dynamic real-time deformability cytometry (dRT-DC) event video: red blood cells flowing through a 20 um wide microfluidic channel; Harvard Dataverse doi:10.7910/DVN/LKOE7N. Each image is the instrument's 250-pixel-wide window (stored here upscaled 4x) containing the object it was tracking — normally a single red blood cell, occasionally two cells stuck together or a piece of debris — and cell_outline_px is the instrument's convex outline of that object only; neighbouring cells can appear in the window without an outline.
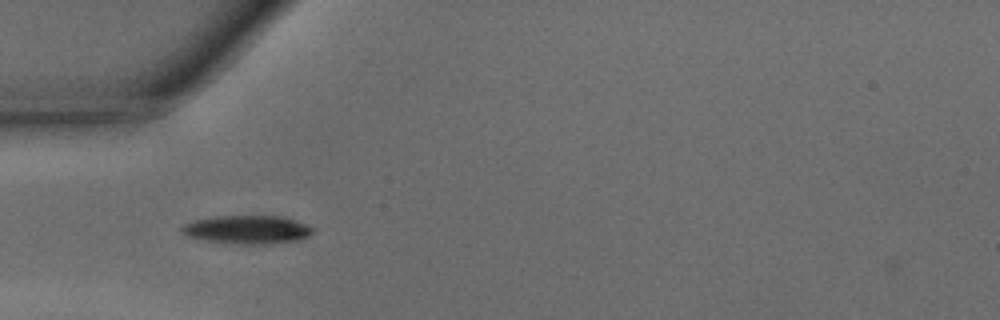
{"species": "common noctule bat (a hibernating species)", "species_latin": "Nyctalus noctula", "temperature_condition": "warm", "stored_images_in_passage": 35, "camera_frame_rate_fps": 3000, "um_per_image_px": 0.085, "animal": {"sex": "male", "body_mass_g": 15.6}, "frame": {"image": 1, "passage_image": 3, "time_ms": 0.667, "image_size_px": [1000, 320], "cell_outline_px": [[312, 232], [308, 236], [296, 240], [260, 244], [240, 244], [208, 240], [188, 236], [180, 228], [184, 224], [192, 220], [212, 216], [284, 216], [308, 224], [312, 228]], "centroid_in_image_um": [21.02, 19.49], "position_along_channel_um": 64.0, "area_um2": 21.44}}
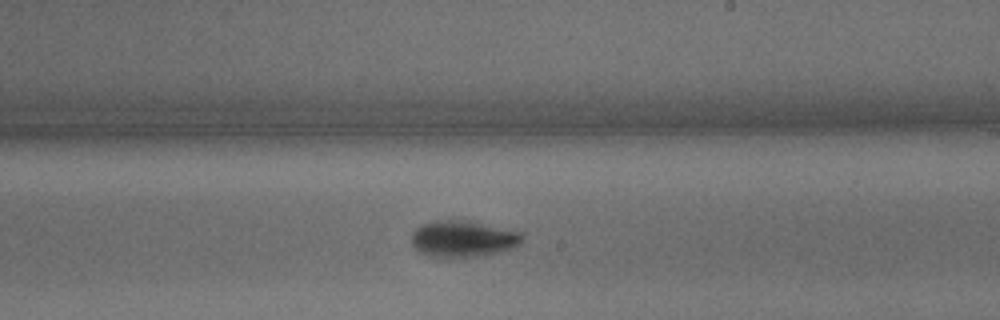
{"frame": {"image": 2, "passage_image": 16, "time_ms": 5.0, "image_size_px": [1000, 320], "cell_outline_px": [[524, 240], [512, 248], [500, 252], [476, 256], [448, 260], [428, 256], [420, 252], [412, 244], [412, 232], [416, 228], [424, 224], [436, 220], [460, 220], [524, 232]], "centroid_in_image_um": [39.35, 20.34], "position_along_channel_um": 249.7, "area_um2": 23.76}}
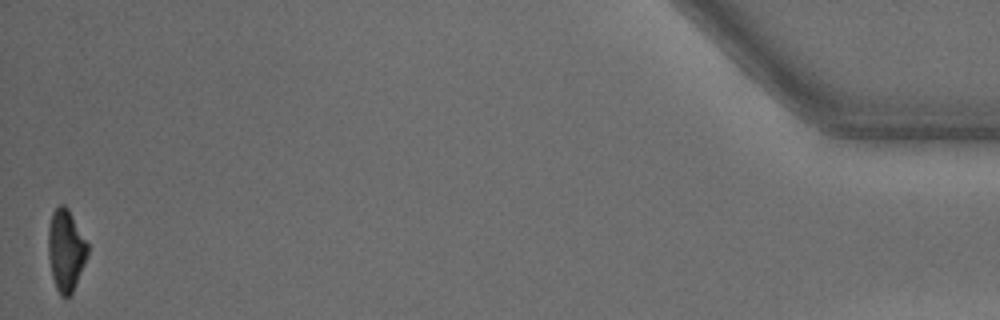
{"frame": {"image": 3, "passage_image": 35, "time_ms": 11.333, "image_size_px": [1000, 320], "cell_outline_px": [[88, 252], [84, 264], [72, 292], [64, 300], [60, 296], [56, 288], [52, 276], [48, 256], [48, 228], [52, 212], [60, 204], [64, 204], [68, 208], [88, 244]], "centroid_in_image_um": [5.58, 21.27], "position_along_channel_um": 429.6, "area_um2": 18.67}, "authors_computed_cell_mechanics": {"area_um2": 21.3282, "velocity_mm_per_s": 4.3056, "shape_relaxation_time_tau1_ms": 2.6256, "shape_relaxation_time_tau2_ms": 7.0555, "deformation_change_tau1": 0.1356, "deformation_change_tau2": 0.1492}}